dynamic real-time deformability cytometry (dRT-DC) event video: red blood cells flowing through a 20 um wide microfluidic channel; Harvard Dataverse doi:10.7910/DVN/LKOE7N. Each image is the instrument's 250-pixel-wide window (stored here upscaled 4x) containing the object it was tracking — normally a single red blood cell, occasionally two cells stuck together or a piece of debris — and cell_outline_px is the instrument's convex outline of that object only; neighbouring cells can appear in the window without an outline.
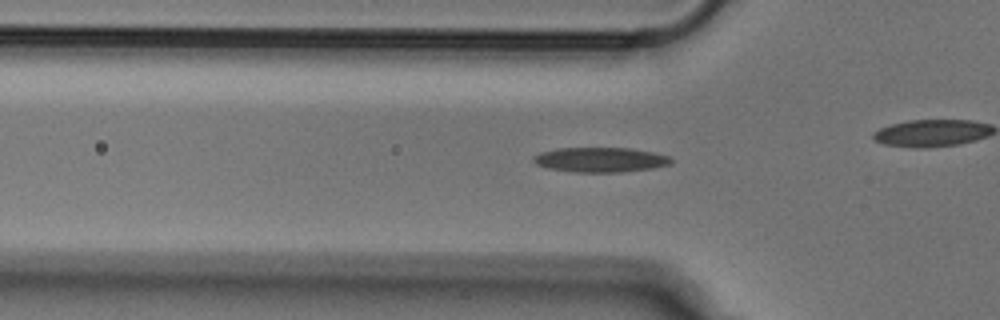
{"species": "Egyptian fruit bat (a non-hibernating species)", "species_latin": "Rousettus aegyptiacus", "temperature_condition": "cold", "stored_images_in_passage": 40, "camera_frame_rate_fps": 3000, "um_per_image_px": 0.085, "animal": {"sex": "male"}, "frame": {"image": 1, "passage_image": 15, "time_ms": 4.667, "image_size_px": [1000, 320], "cell_outline_px": [[672, 164], [652, 168], [620, 172], [572, 172], [548, 168], [536, 164], [532, 160], [532, 156], [540, 152], [556, 148], [628, 148], [652, 152], [668, 156], [672, 160]], "centroid_in_image_um": [50.99, 13.58], "position_along_channel_um": 74.8, "area_um2": 19.88}}
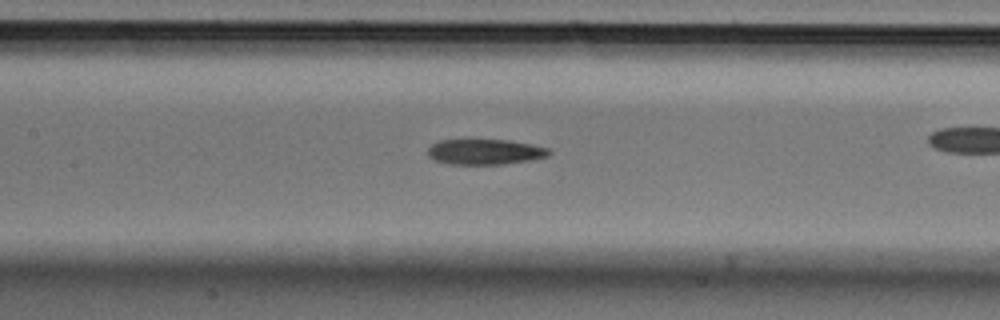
{"frame": {"image": 2, "passage_image": 22, "time_ms": 7.0, "image_size_px": [1000, 320], "cell_outline_px": [[552, 152], [548, 156], [528, 160], [504, 164], [448, 164], [432, 160], [428, 156], [428, 148], [432, 144], [440, 140], [508, 140], [532, 144], [548, 148]], "centroid_in_image_um": [41.2, 12.91], "position_along_channel_um": 166.2, "area_um2": 17.98}}
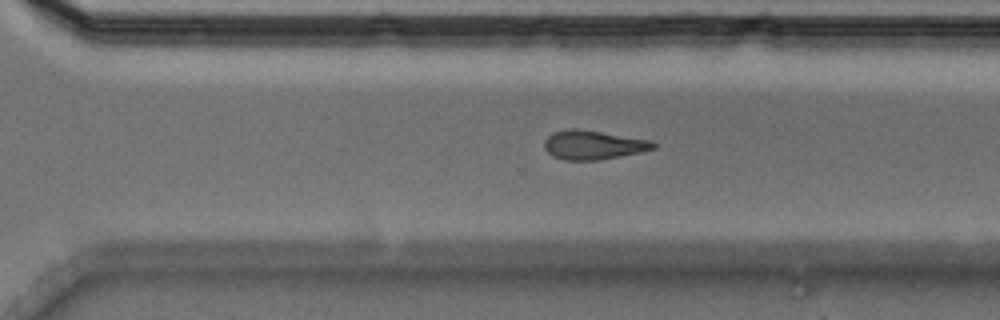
{"frame": {"image": 3, "passage_image": 34, "time_ms": 11.0, "image_size_px": [1000, 320], "cell_outline_px": [[656, 148], [640, 152], [600, 160], [564, 160], [552, 156], [544, 148], [544, 140], [552, 132], [572, 128], [600, 132], [652, 140], [656, 144]], "centroid_in_image_um": [50.41, 12.32], "position_along_channel_um": 320.2, "area_um2": 18.38}}